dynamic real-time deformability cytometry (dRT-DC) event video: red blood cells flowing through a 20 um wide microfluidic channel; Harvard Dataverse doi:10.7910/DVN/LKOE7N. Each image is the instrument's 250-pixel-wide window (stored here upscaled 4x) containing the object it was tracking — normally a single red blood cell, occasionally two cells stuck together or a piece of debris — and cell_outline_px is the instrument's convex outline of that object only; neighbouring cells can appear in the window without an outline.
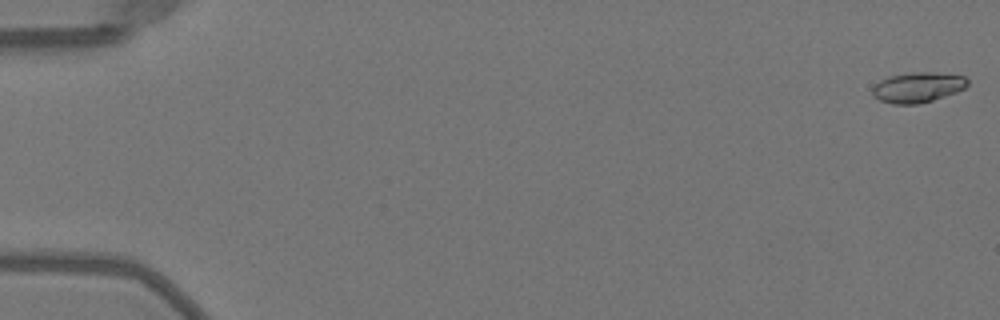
{"species": "Egyptian fruit bat (a non-hibernating species)", "species_latin": "Rousettus aegyptiacus", "temperature_condition": "warm", "stored_images_in_passage": 43, "camera_frame_rate_fps": 3000, "um_per_image_px": 0.085, "animal": {"sex": "female"}, "frame": {"image": 1, "passage_image": 1, "time_ms": 0.0, "image_size_px": [1000, 320], "cell_outline_px": [[968, 84], [964, 88], [956, 92], [932, 100], [916, 104], [892, 104], [880, 100], [872, 96], [872, 88], [880, 80], [888, 76], [908, 72], [936, 72], [964, 76], [968, 80]], "centroid_in_image_um": [77.98, 7.41], "position_along_channel_um": 7.0, "area_um2": 16.82}}
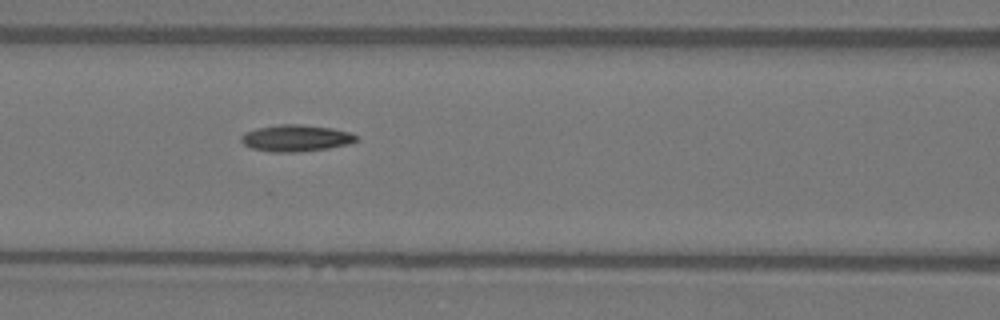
{"frame": {"image": 2, "passage_image": 23, "time_ms": 7.333, "image_size_px": [1000, 320], "cell_outline_px": [[360, 140], [348, 144], [328, 148], [300, 152], [272, 152], [252, 148], [244, 144], [240, 140], [240, 136], [244, 132], [256, 128], [280, 124], [296, 124], [332, 128], [348, 132], [360, 136]], "centroid_in_image_um": [25.16, 11.74], "position_along_channel_um": 141.4, "area_um2": 17.98}}
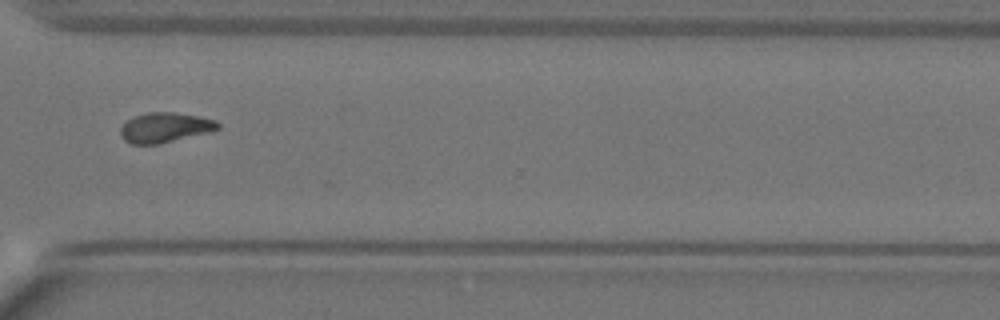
{"frame": {"image": 3, "passage_image": 39, "time_ms": 12.667, "image_size_px": [1000, 320], "cell_outline_px": [[220, 128], [212, 132], [160, 144], [132, 144], [124, 140], [120, 136], [120, 128], [124, 120], [132, 116], [148, 112], [172, 112], [200, 116], [216, 120], [220, 124]], "centroid_in_image_um": [14.01, 10.84], "position_along_channel_um": 356.6, "area_um2": 17.46}, "authors_computed_cell_mechanics": {"area_um2": 16.762, "velocity_mm_per_s": 4.0414, "shape_relaxation_time_tau1_ms": 6.1285, "shape_relaxation_time_tau2_ms": 3.6595, "deformation_change_tau1": 0.1815, "deformation_change_tau2": 0.0753}}